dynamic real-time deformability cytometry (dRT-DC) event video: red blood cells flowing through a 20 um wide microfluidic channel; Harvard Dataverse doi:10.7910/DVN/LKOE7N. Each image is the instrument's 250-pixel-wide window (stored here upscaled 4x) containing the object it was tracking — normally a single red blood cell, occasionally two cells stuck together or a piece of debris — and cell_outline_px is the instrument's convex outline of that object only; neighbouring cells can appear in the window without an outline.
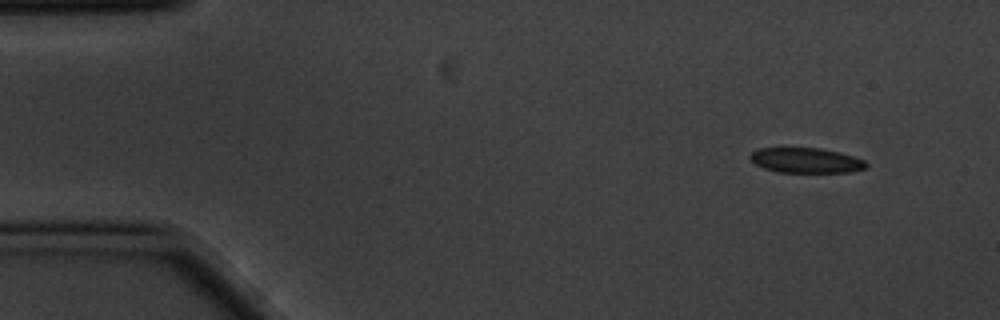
{"species": "common noctule bat (a hibernating species)", "species_latin": "Nyctalus noctula", "temperature_condition": "cold", "stored_images_in_passage": 5, "segment_of_instrument_passage": [1, 2], "camera_frame_rate_fps": 3000, "um_per_image_px": 0.085, "animal": {"sex": "male", "body_mass_g": 20.1, "forearm_length_mm": 53.5}, "frame": {"image": 1, "passage_image": 1, "time_ms": 0.0, "image_size_px": [1000, 320], "cell_outline_px": [[868, 168], [848, 172], [776, 172], [764, 168], [756, 164], [748, 156], [752, 152], [760, 148], [820, 148], [840, 152], [864, 160], [868, 164]], "centroid_in_image_um": [68.52, 13.63], "position_along_channel_um": 16.5, "area_um2": 16.94}}